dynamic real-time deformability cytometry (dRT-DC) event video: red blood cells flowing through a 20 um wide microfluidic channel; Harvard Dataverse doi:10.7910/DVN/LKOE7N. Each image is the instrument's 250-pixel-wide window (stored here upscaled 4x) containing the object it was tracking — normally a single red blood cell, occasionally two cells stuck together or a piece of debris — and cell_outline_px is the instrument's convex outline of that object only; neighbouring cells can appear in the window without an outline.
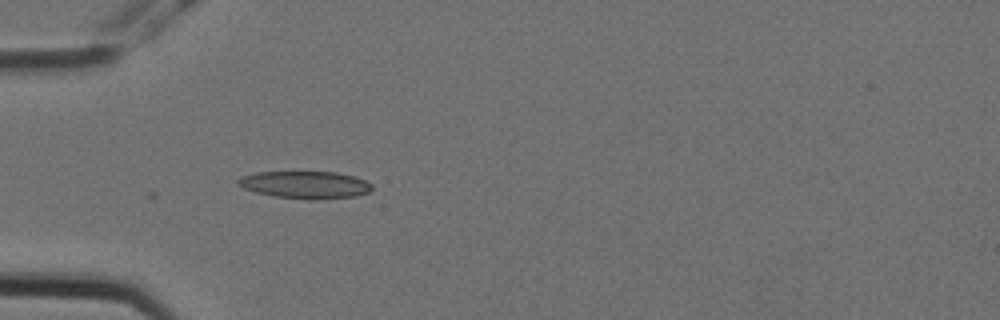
{"species": "Egyptian fruit bat (a non-hibernating species)", "species_latin": "Rousettus aegyptiacus", "temperature_condition": "cold", "stored_images_in_passage": 4, "camera_frame_rate_fps": 3000, "um_per_image_px": 0.085, "animal": {"sex": "female"}, "frame": {"image": 1, "passage_image": 4, "time_ms": 1.0, "image_size_px": [1000, 320], "cell_outline_px": [[372, 188], [368, 192], [356, 196], [316, 200], [308, 200], [272, 196], [256, 192], [244, 188], [236, 184], [236, 180], [240, 176], [256, 172], [336, 172], [352, 176], [364, 180], [372, 184]], "centroid_in_image_um": [25.9, 15.71], "position_along_channel_um": 59.1, "area_um2": 21.5}}